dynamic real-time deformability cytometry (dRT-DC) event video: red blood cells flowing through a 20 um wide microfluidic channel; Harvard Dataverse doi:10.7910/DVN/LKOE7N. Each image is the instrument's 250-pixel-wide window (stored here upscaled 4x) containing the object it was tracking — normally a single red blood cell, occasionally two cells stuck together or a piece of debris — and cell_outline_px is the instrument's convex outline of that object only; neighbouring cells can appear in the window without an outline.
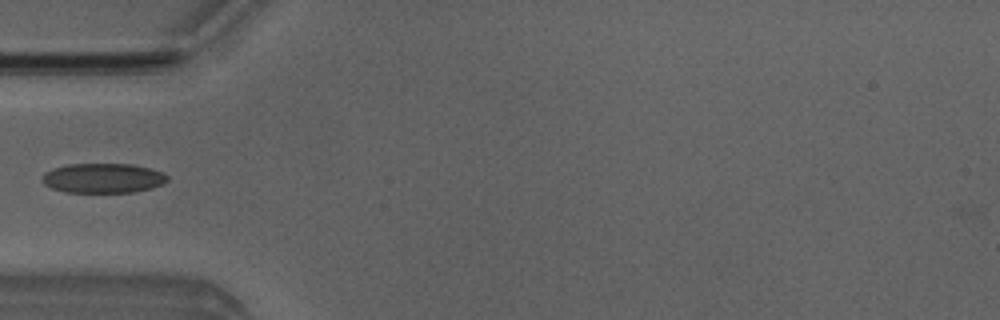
{"species": "Egyptian fruit bat (a non-hibernating species)", "species_latin": "Rousettus aegyptiacus", "temperature_condition": "room temperature", "stored_images_in_passage": 6, "camera_frame_rate_fps": 3000, "um_per_image_px": 0.085, "animal": {"sex": "male"}, "frame": {"image": 1, "passage_image": 5, "time_ms": 4.667, "image_size_px": [1000, 320], "cell_outline_px": [[168, 180], [164, 184], [152, 188], [136, 192], [64, 192], [52, 188], [44, 184], [44, 172], [68, 164], [132, 164], [152, 168], [164, 172], [168, 176]], "centroid_in_image_um": [8.84, 15.14], "position_along_channel_um": 76.2, "area_um2": 21.73}}